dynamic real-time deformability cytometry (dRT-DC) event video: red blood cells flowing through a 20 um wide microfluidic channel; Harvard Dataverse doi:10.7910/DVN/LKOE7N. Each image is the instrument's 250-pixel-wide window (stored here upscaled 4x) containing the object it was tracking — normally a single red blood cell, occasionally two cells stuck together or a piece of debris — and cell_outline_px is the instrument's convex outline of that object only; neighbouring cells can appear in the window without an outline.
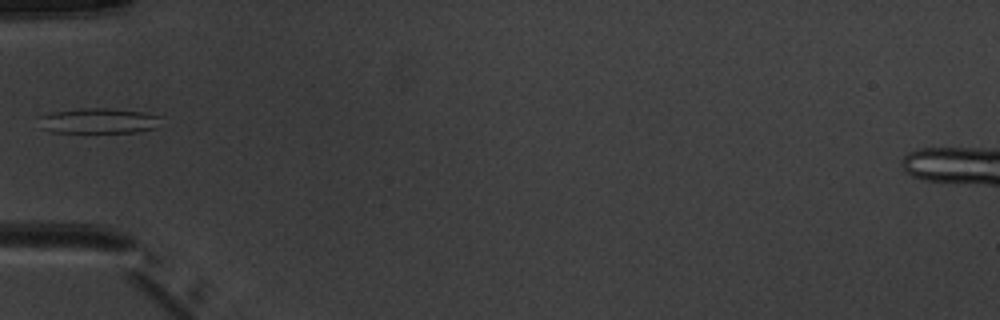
{"species": "common noctule bat (a hibernating species)", "species_latin": "Nyctalus noctula", "temperature_condition": "warm", "stored_images_in_passage": 6, "camera_frame_rate_fps": 3000, "um_per_image_px": 0.085, "animal": {"sex": "male", "body_mass_g": 20.1, "forearm_length_mm": 53.5}, "frame": {"image": 1, "passage_image": 5, "time_ms": 5.0, "image_size_px": [1000, 320], "cell_outline_px": [[160, 116], [156, 128], [136, 132], [52, 132], [40, 128], [40, 116], [52, 112], [80, 108], [112, 108], [144, 112]], "centroid_in_image_um": [8.36, 10.26], "position_along_channel_um": 76.6, "area_um2": 17.98}}